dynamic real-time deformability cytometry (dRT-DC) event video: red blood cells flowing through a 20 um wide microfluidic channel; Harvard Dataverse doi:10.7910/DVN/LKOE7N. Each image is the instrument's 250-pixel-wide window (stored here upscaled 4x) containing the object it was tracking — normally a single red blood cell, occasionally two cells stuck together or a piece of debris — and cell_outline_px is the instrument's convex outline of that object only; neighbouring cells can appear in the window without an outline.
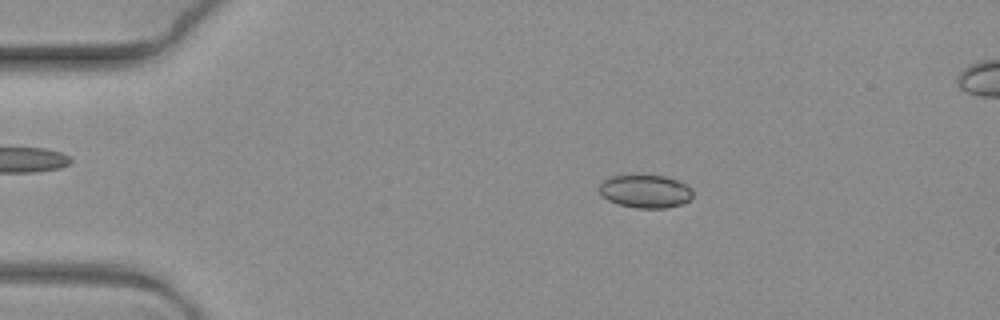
{"species": "common noctule bat (a hibernating species)", "species_latin": "Nyctalus noctula", "temperature_condition": "warm", "stored_images_in_passage": 8, "camera_frame_rate_fps": 3000, "um_per_image_px": 0.085, "animal": {"sex": "female", "body_mass_g": 19.3, "forearm_length_mm": 54.1}, "frame": {"image": 1, "passage_image": 4, "time_ms": 1.0, "image_size_px": [1000, 320], "cell_outline_px": [[692, 196], [684, 204], [664, 208], [636, 208], [616, 204], [600, 196], [600, 184], [604, 180], [612, 176], [664, 176], [688, 184], [692, 188]], "centroid_in_image_um": [54.86, 16.28], "position_along_channel_um": 30.1, "area_um2": 18.03}}